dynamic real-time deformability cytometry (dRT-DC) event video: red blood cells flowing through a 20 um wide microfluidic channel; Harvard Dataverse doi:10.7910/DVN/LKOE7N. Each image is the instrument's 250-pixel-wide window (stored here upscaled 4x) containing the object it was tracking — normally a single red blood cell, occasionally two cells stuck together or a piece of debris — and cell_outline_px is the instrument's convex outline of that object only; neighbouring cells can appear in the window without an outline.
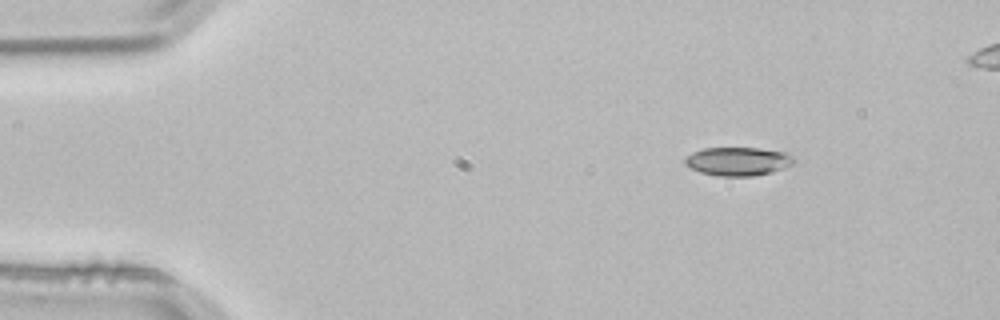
{"species": "common noctule bat (a hibernating species)", "species_latin": "Nyctalus noctula", "temperature_condition": "room temperature", "stored_images_in_passage": 3, "camera_frame_rate_fps": 3000, "um_per_image_px": 0.085, "animal": {"sex": "male", "body_mass_g": 21.5, "forearm_length_mm": 52.0}, "frame": {"image": 1, "passage_image": 1, "time_ms": 0.0, "image_size_px": [1000, 320], "cell_outline_px": [[796, 160], [792, 164], [784, 168], [772, 172], [752, 176], [720, 176], [700, 172], [684, 164], [684, 160], [692, 152], [704, 148], [756, 148], [784, 152], [792, 156]], "centroid_in_image_um": [62.73, 13.71], "position_along_channel_um": 22.3, "area_um2": 17.98}}